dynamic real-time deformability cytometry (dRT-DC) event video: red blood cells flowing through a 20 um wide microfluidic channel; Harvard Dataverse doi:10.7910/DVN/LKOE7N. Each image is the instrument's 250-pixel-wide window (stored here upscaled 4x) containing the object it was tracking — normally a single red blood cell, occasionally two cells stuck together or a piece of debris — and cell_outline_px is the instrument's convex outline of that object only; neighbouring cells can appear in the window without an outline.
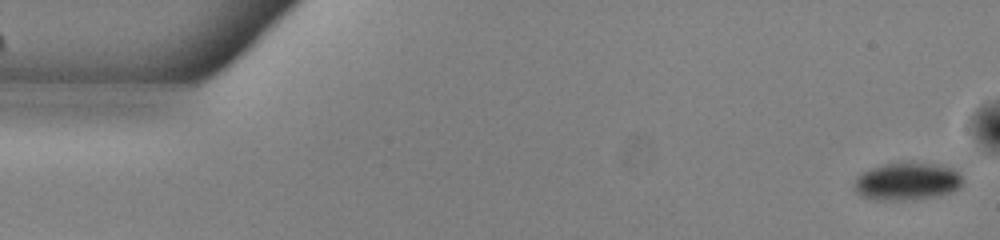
{"species": "common noctule bat (a hibernating species)", "species_latin": "Nyctalus noctula", "temperature_condition": "warm", "stored_images_in_passage": 14, "segment_of_instrument_passage": [1, 2], "camera_frame_rate_fps": 3000, "um_per_image_px": 0.085, "animal": {"sex": "male", "body_mass_g": 13.0, "forearm_length_mm": 53.1}, "frame": {"image": 1, "passage_image": 1, "time_ms": 0.0, "image_size_px": [1000, 240], "cell_outline_px": [[960, 188], [952, 192], [940, 196], [912, 200], [880, 200], [864, 196], [856, 192], [856, 176], [860, 172], [884, 164], [932, 164], [952, 168], [960, 176]], "centroid_in_image_um": [77.1, 15.45], "position_along_channel_um": 7.9, "area_um2": 23.24}}
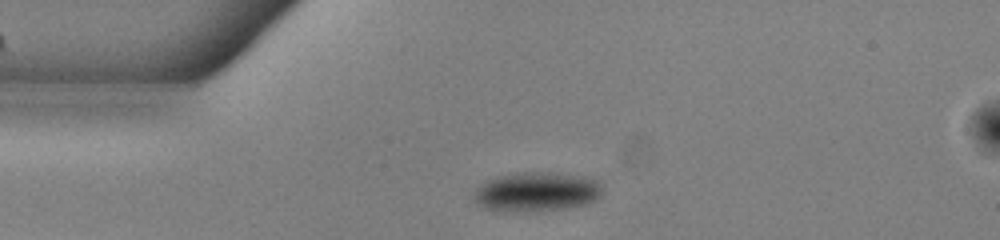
{"frame": {"image": 2, "passage_image": 12, "time_ms": 3.667, "image_size_px": [1000, 240], "cell_outline_px": [[600, 196], [584, 204], [560, 208], [524, 212], [504, 212], [484, 208], [476, 200], [476, 188], [480, 184], [488, 180], [500, 176], [516, 172], [548, 172], [584, 176], [596, 180], [600, 184]], "centroid_in_image_um": [45.57, 16.29], "position_along_channel_um": 39.4, "area_um2": 29.07}}